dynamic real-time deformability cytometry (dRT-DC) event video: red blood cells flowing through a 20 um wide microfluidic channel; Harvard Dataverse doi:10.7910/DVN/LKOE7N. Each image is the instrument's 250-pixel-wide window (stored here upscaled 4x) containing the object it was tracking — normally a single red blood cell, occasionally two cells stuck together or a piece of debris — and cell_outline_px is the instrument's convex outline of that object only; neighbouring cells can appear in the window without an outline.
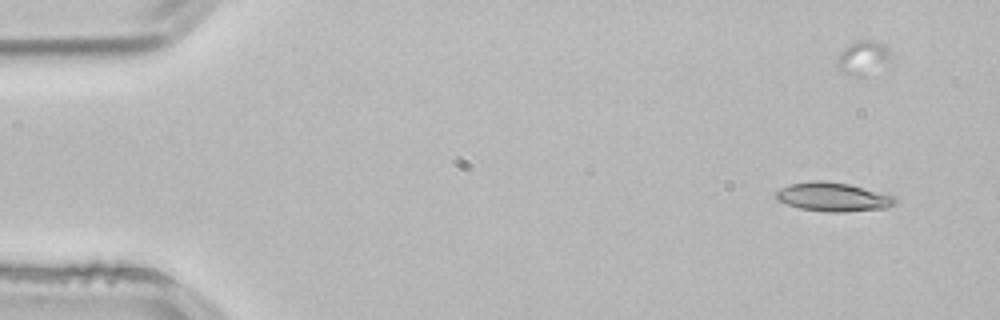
{"species": "common noctule bat (a hibernating species)", "species_latin": "Nyctalus noctula", "temperature_condition": "room temperature", "stored_images_in_passage": 3, "camera_frame_rate_fps": 3000, "um_per_image_px": 0.085, "animal": {"sex": "male", "body_mass_g": 21.5, "forearm_length_mm": 52.0}, "frame": {"image": 1, "passage_image": 1, "time_ms": 0.0, "image_size_px": [1000, 320], "cell_outline_px": [[896, 204], [884, 208], [840, 212], [828, 212], [800, 208], [776, 200], [776, 192], [780, 188], [788, 184], [808, 180], [820, 180], [848, 184], [896, 196]], "centroid_in_image_um": [70.78, 16.73], "position_along_channel_um": 14.2, "area_um2": 20.0}}